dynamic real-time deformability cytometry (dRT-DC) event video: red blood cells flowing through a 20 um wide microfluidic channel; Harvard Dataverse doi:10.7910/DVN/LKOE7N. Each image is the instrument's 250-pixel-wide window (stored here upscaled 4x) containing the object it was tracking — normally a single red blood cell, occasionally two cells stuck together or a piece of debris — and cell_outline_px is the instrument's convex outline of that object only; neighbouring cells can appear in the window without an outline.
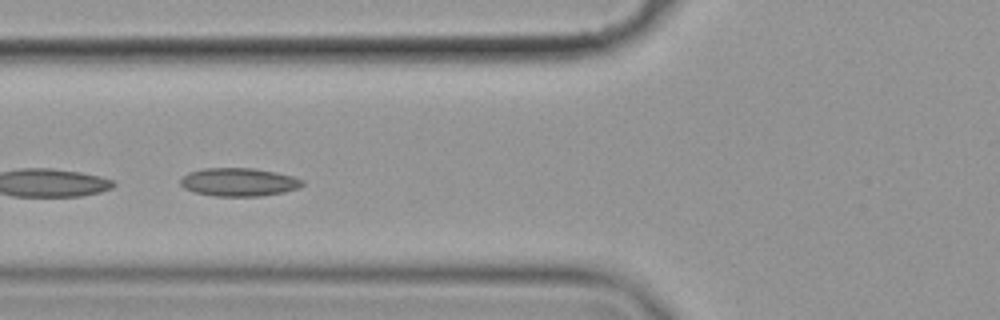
{"species": "common noctule bat (a hibernating species)", "species_latin": "Nyctalus noctula", "temperature_condition": "cold", "stored_images_in_passage": 46, "camera_frame_rate_fps": 3000, "um_per_image_px": 0.085, "animal": {"sex": "female", "body_mass_g": 19.9}, "frame": {"image": 1, "passage_image": 21, "time_ms": 6.667, "image_size_px": [1000, 320], "cell_outline_px": [[304, 184], [300, 188], [284, 192], [260, 196], [212, 196], [192, 192], [184, 188], [180, 184], [180, 180], [188, 172], [204, 168], [252, 168], [276, 172], [292, 176], [304, 180]], "centroid_in_image_um": [20.3, 15.48], "position_along_channel_um": 105.5, "area_um2": 20.23}}
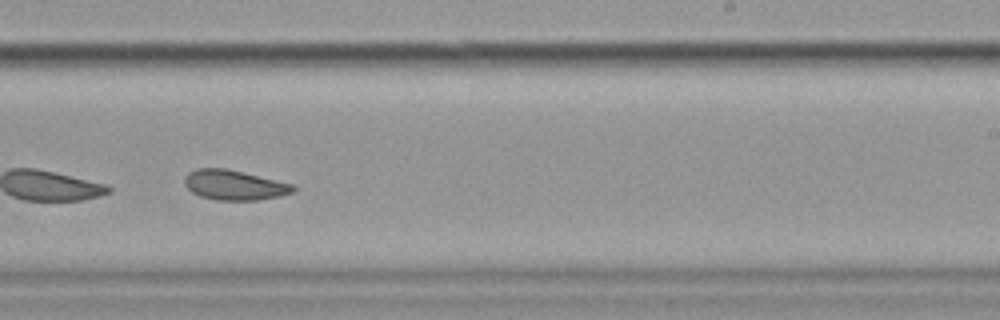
{"frame": {"image": 2, "passage_image": 35, "time_ms": 11.333, "image_size_px": [1000, 320], "cell_outline_px": [[296, 188], [292, 192], [280, 196], [256, 200], [216, 200], [200, 196], [192, 192], [184, 184], [184, 176], [188, 172], [196, 168], [228, 168], [292, 184]], "centroid_in_image_um": [19.87, 15.72], "position_along_channel_um": 269.1, "area_um2": 18.96}}
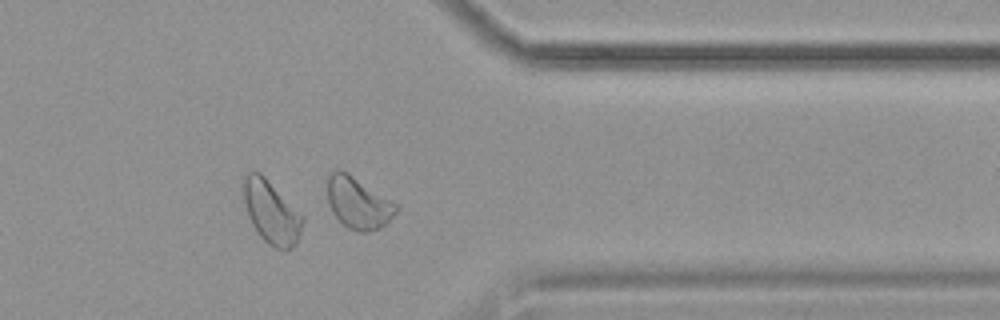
{"frame": {"image": 3, "passage_image": 45, "time_ms": 14.667, "image_size_px": [1000, 320], "cell_outline_px": [[304, 220], [296, 244], [288, 248], [276, 248], [268, 244], [260, 236], [252, 224], [248, 216], [244, 200], [244, 176], [248, 172], [260, 172], [304, 216]], "centroid_in_image_um": [23.07, 18.03], "position_along_channel_um": 388.3, "area_um2": 21.27}, "authors_computed_cell_mechanics": {"area_um2": 20.4323, "velocity_mm_per_s": 3.5114, "shape_relaxation_time_tau1_ms": 10.4585, "shape_relaxation_time_tau2_ms": 5.1581, "deformation_change_tau1": 0.1166, "deformation_change_tau2": 0.1119}}